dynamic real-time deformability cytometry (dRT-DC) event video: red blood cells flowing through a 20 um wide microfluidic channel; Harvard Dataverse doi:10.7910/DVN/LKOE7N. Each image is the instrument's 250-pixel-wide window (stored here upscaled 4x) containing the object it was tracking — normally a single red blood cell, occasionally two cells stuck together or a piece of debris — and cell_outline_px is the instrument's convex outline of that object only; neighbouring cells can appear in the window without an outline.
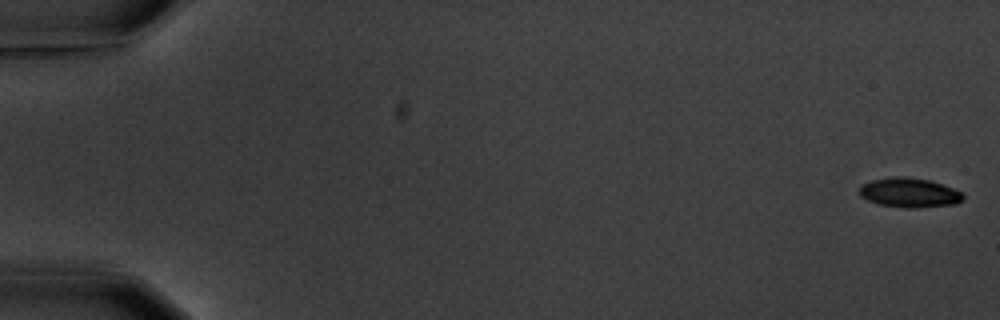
{"species": "common noctule bat (a hibernating species)", "species_latin": "Nyctalus noctula", "temperature_condition": "warm", "stored_images_in_passage": 5, "camera_frame_rate_fps": 3000, "um_per_image_px": 0.085, "animal": {"sex": "male", "body_mass_g": 20.1, "forearm_length_mm": 53.5}, "frame": {"image": 1, "passage_image": 1, "time_ms": 0.0, "image_size_px": [1000, 320], "cell_outline_px": [[964, 200], [956, 204], [916, 208], [904, 208], [880, 204], [868, 200], [860, 196], [860, 184], [872, 180], [892, 176], [904, 176], [928, 180], [952, 188], [960, 192], [964, 196]], "centroid_in_image_um": [77.28, 16.38], "position_along_channel_um": 7.7, "area_um2": 17.8}}
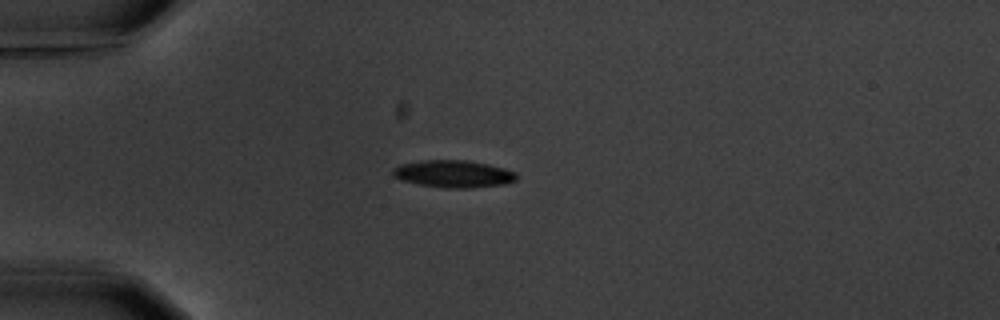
{"frame": {"image": 2, "passage_image": 5, "time_ms": 5.0, "image_size_px": [1000, 320], "cell_outline_px": [[516, 180], [504, 184], [468, 188], [444, 188], [420, 184], [400, 180], [392, 176], [392, 168], [400, 164], [420, 160], [464, 160], [488, 164], [504, 168], [516, 172]], "centroid_in_image_um": [38.5, 14.77], "position_along_channel_um": 46.5, "area_um2": 19.71}}